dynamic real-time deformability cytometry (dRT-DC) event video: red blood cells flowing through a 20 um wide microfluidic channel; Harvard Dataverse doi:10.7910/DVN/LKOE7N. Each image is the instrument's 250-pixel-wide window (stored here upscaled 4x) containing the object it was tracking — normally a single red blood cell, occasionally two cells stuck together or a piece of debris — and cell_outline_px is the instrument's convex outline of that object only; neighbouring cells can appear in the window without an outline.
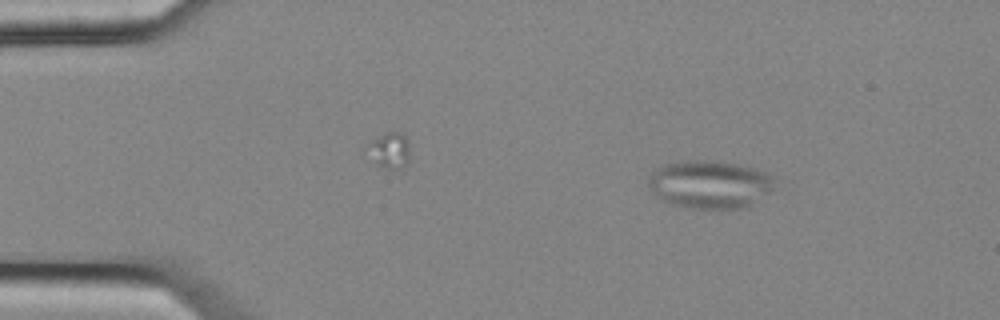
{"species": "common noctule bat (a hibernating species)", "species_latin": "Nyctalus noctula", "temperature_condition": "cold", "stored_images_in_passage": 4, "camera_frame_rate_fps": 3000, "um_per_image_px": 0.085, "animal": {"sex": "female", "body_mass_g": 25.1}, "frame": {"image": 1, "passage_image": 1, "time_ms": 0.0, "image_size_px": [1000, 320], "cell_outline_px": [[776, 176], [772, 188], [768, 192], [748, 208], [692, 208], [672, 204], [664, 200], [648, 184], [648, 180], [652, 172], [656, 168], [664, 164], [688, 160], [708, 160], [736, 164], [752, 168]], "centroid_in_image_um": [60.36, 15.66], "position_along_channel_um": 24.6, "area_um2": 34.85}}